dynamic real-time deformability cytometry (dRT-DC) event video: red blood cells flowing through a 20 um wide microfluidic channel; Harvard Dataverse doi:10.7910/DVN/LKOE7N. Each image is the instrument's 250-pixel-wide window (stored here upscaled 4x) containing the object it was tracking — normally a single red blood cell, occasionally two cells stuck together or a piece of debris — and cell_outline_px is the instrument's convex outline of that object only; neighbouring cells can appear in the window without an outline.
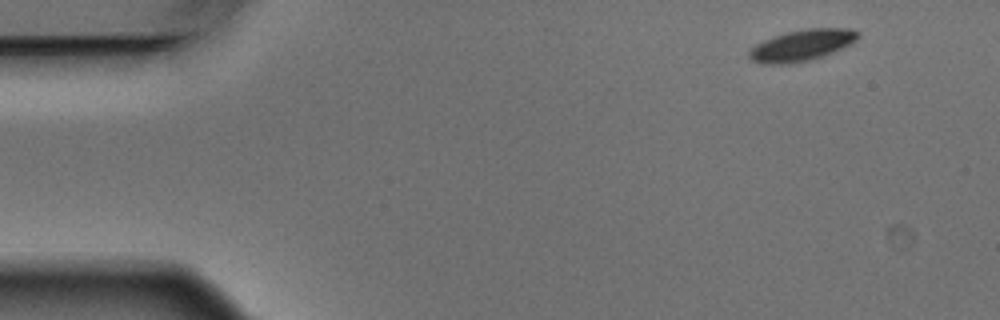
{"species": "Egyptian fruit bat (a non-hibernating species)", "species_latin": "Rousettus aegyptiacus", "temperature_condition": "warm", "stored_images_in_passage": 4, "camera_frame_rate_fps": 3000, "um_per_image_px": 0.085, "animal": {"sex": "male"}, "frame": {"image": 1, "passage_image": 1, "time_ms": 0.0, "image_size_px": [1000, 320], "cell_outline_px": [[860, 36], [856, 40], [832, 52], [808, 60], [788, 64], [764, 64], [752, 60], [748, 56], [748, 48], [772, 36], [788, 32], [808, 28], [852, 28], [860, 32]], "centroid_in_image_um": [68.12, 3.84], "position_along_channel_um": 16.9, "area_um2": 19.71}}
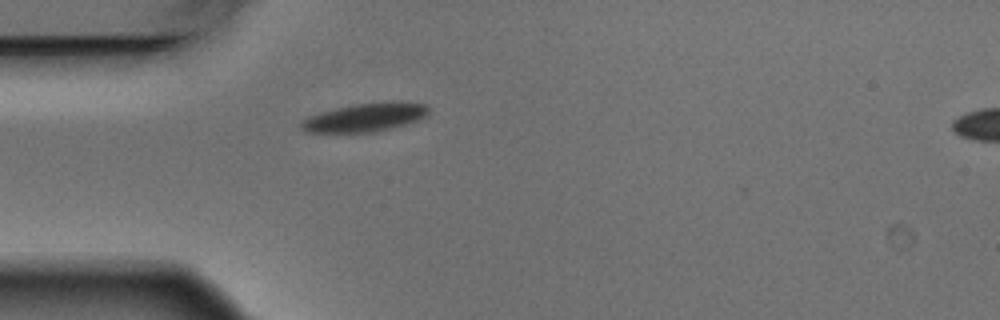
{"frame": {"image": 2, "passage_image": 4, "time_ms": 1.0, "image_size_px": [1000, 320], "cell_outline_px": [[428, 116], [404, 124], [376, 132], [304, 132], [300, 128], [300, 120], [308, 116], [320, 112], [352, 104], [392, 100], [400, 100], [424, 104], [428, 108]], "centroid_in_image_um": [31.01, 9.95], "position_along_channel_um": 54.0, "area_um2": 21.44}}